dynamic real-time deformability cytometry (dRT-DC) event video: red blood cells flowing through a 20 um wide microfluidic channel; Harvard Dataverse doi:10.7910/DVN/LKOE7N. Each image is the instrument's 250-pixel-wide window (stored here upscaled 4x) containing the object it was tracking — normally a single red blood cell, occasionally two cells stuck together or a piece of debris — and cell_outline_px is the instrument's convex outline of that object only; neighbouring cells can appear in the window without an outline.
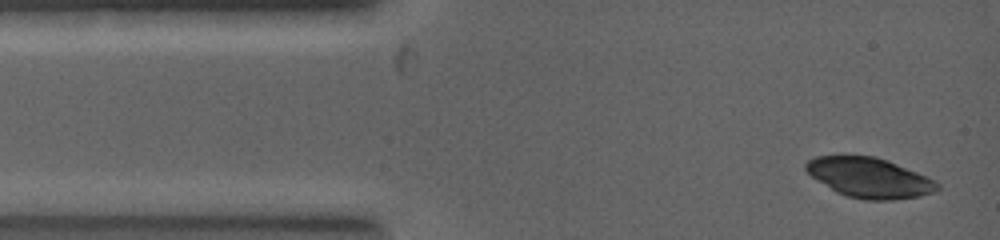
{"species": "common noctule bat (a hibernating species)", "species_latin": "Nyctalus noctula", "temperature_condition": "warm", "stored_images_in_passage": 5, "camera_frame_rate_fps": 5000, "um_per_image_px": 0.085, "animal": {"sex": "female", "body_mass_g": 19.0, "forearm_length_mm": 53.3}, "frame": {"image": 1, "passage_image": 1, "time_ms": 0.0, "image_size_px": [1000, 240], "cell_outline_px": [[940, 188], [936, 192], [920, 196], [892, 200], [864, 200], [848, 196], [836, 192], [812, 176], [804, 168], [804, 164], [808, 160], [816, 156], [876, 156], [888, 160], [916, 172], [940, 184]], "centroid_in_image_um": [73.9, 15.11], "position_along_channel_um": 11.1, "area_um2": 30.4}}